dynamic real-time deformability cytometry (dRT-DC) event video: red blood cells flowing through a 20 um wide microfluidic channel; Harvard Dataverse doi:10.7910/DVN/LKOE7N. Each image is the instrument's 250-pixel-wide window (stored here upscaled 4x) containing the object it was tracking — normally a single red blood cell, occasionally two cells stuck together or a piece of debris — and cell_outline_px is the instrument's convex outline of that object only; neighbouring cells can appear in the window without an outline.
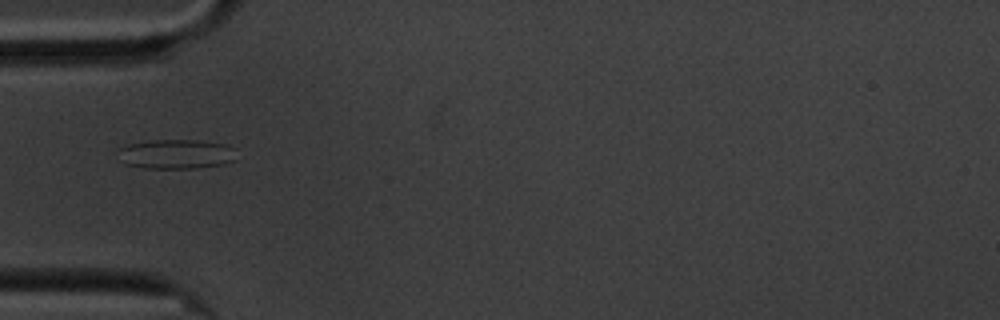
{"species": "common noctule bat (a hibernating species)", "species_latin": "Nyctalus noctula", "temperature_condition": "cold", "stored_images_in_passage": 41, "camera_frame_rate_fps": 3000, "um_per_image_px": 0.085, "animal": {"sex": "male", "body_mass_g": 20.1, "forearm_length_mm": 53.5}, "frame": {"image": 1, "passage_image": 1, "time_ms": 0.0, "image_size_px": [1000, 320], "cell_outline_px": [[236, 160], [224, 164], [192, 168], [144, 168], [124, 164], [116, 160], [116, 148], [128, 144], [152, 140], [196, 140], [228, 144], [236, 148]], "centroid_in_image_um": [14.92, 13.09], "position_along_channel_um": 70.1, "area_um2": 20.98}}
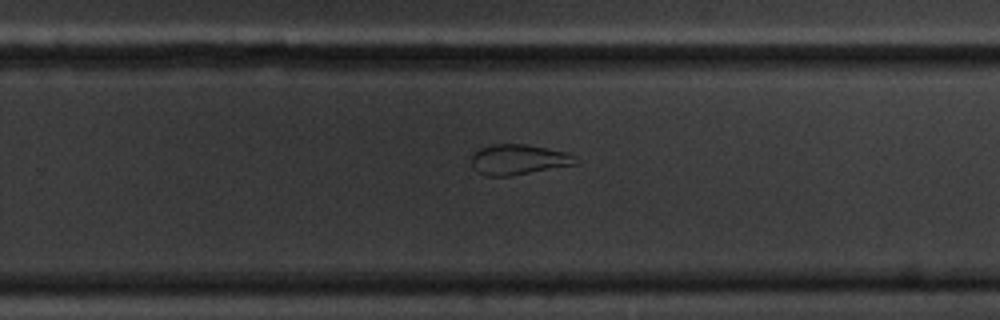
{"frame": {"image": 2, "passage_image": 20, "time_ms": 6.333, "image_size_px": [1000, 320], "cell_outline_px": [[580, 164], [512, 176], [488, 176], [476, 172], [472, 168], [472, 156], [480, 148], [492, 144], [524, 144], [568, 152], [576, 156]], "centroid_in_image_um": [44.12, 13.58], "position_along_channel_um": 285.7, "area_um2": 18.73}}
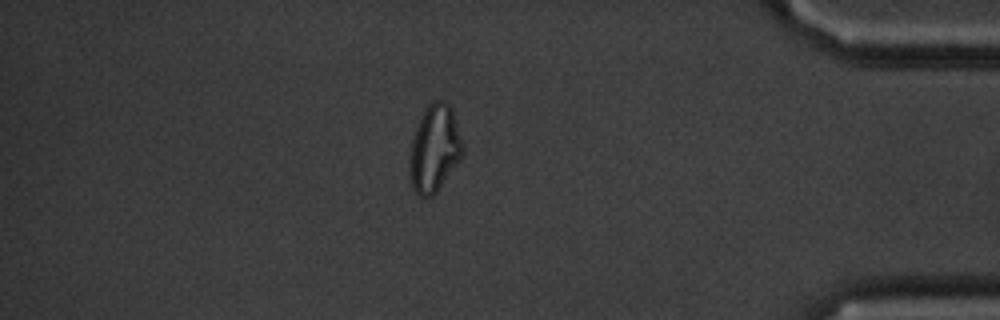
{"frame": {"image": 3, "passage_image": 33, "time_ms": 10.667, "image_size_px": [1000, 320], "cell_outline_px": [[464, 156], [436, 192], [432, 196], [420, 196], [412, 188], [412, 140], [416, 128], [428, 104], [432, 100], [444, 100], [452, 108], [464, 144]], "centroid_in_image_um": [37.01, 12.59], "position_along_channel_um": 398.2, "area_um2": 26.41}, "authors_computed_cell_mechanics": {"area_um2": 19.4786, "velocity_mm_per_s": 3.4049, "shape_relaxation_time_tau1_ms": null, "shape_relaxation_time_tau2_ms": 1.8643, "deformation_change_tau1": null, "deformation_change_tau2": 0.0854}}